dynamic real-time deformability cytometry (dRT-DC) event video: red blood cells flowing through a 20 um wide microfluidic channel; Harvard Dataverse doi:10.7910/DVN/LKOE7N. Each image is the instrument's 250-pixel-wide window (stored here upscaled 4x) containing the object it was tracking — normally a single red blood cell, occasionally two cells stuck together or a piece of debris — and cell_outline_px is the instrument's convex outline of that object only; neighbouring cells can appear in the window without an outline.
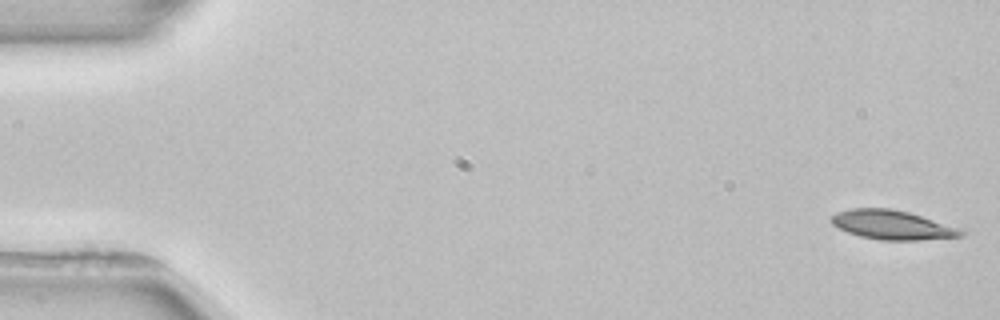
{"species": "common noctule bat (a hibernating species)", "species_latin": "Nyctalus noctula", "temperature_condition": "room temperature", "stored_images_in_passage": 3, "camera_frame_rate_fps": 3000, "um_per_image_px": 0.085, "animal": {"sex": "female", "body_mass_g": 22.7, "forearm_length_mm": 54.2}, "frame": {"image": 1, "passage_image": 1, "time_ms": 0.0, "image_size_px": [1000, 320], "cell_outline_px": [[968, 232], [964, 236], [920, 240], [880, 240], [860, 236], [848, 232], [832, 224], [828, 220], [836, 212], [852, 208], [892, 208], [908, 212]], "centroid_in_image_um": [75.79, 19.12], "position_along_channel_um": 9.2, "area_um2": 21.85}}
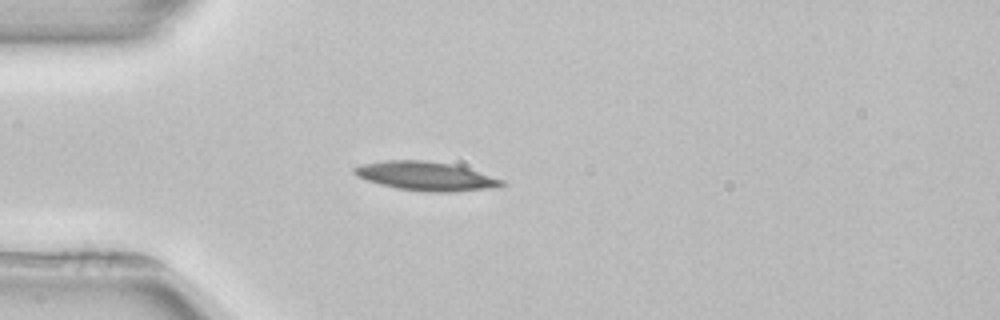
{"frame": {"image": 2, "passage_image": 3, "time_ms": 4.333, "image_size_px": [1000, 320], "cell_outline_px": [[508, 184], [496, 188], [452, 192], [428, 192], [400, 188], [380, 184], [356, 176], [352, 172], [352, 168], [360, 164], [384, 160], [424, 160], [452, 164], [504, 180]], "centroid_in_image_um": [36.19, 14.97], "position_along_channel_um": 48.8, "area_um2": 24.8}}